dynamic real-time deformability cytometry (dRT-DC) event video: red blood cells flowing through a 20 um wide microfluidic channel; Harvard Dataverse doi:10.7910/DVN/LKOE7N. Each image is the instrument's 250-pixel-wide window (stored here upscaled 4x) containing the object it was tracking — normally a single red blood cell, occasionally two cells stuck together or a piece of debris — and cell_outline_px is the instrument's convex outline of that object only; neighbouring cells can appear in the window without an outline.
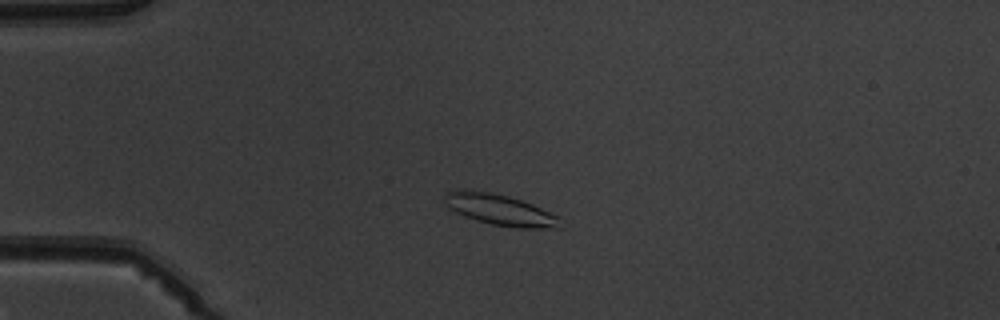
{"species": "common noctule bat (a hibernating species)", "species_latin": "Nyctalus noctula", "temperature_condition": "warm", "stored_images_in_passage": 4, "camera_frame_rate_fps": 3000, "um_per_image_px": 0.085, "animal": {"sex": "male", "body_mass_g": 19.5, "forearm_length_mm": 54.6}, "frame": {"image": 1, "passage_image": 3, "time_ms": 2.333, "image_size_px": [1000, 320], "cell_outline_px": [[560, 228], [516, 228], [492, 224], [476, 220], [464, 216], [448, 208], [444, 204], [444, 196], [448, 192], [456, 188], [464, 188], [492, 192], [508, 196], [532, 204], [556, 216]], "centroid_in_image_um": [42.38, 17.8], "position_along_channel_um": 42.6, "area_um2": 20.87}}